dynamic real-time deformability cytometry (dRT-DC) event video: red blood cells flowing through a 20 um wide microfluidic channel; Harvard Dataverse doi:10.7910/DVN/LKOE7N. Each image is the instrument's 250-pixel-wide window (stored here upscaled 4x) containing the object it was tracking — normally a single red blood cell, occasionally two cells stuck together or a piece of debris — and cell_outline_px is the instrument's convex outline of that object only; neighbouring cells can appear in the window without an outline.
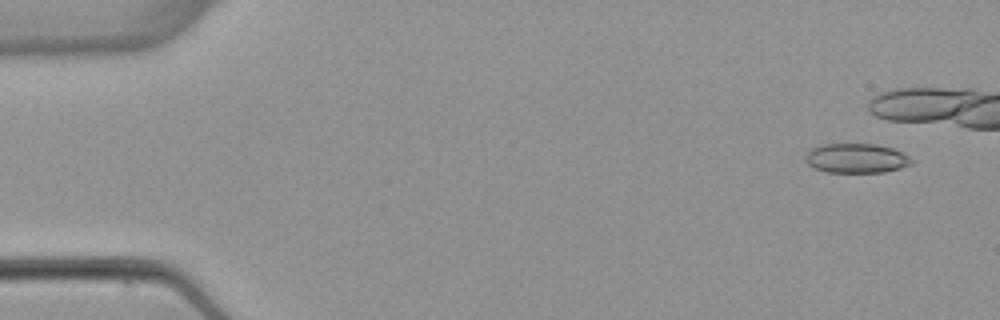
{"species": "common noctule bat (a hibernating species)", "species_latin": "Nyctalus noctula", "temperature_condition": "warm", "stored_images_in_passage": 8, "camera_frame_rate_fps": 3000, "um_per_image_px": 0.085, "animal": {"sex": "female", "body_mass_g": 22.7, "forearm_length_mm": 54.2}, "frame": {"image": 1, "passage_image": 1, "time_ms": 0.0, "image_size_px": [1000, 320], "cell_outline_px": [[912, 164], [900, 168], [884, 172], [828, 172], [812, 168], [804, 160], [804, 156], [812, 148], [820, 144], [876, 144], [892, 148], [908, 156], [912, 160]], "centroid_in_image_um": [72.74, 13.45], "position_along_channel_um": 12.3, "area_um2": 18.26}}
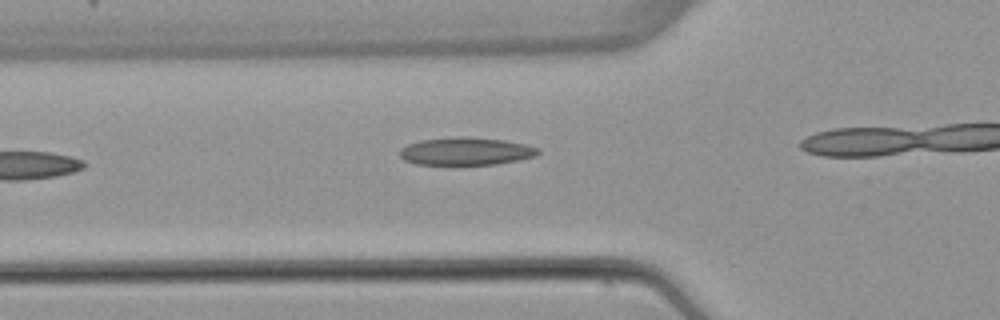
{"frame": {"image": 2, "passage_image": 6, "time_ms": 6.0, "image_size_px": [1000, 320], "cell_outline_px": [[540, 152], [536, 156], [520, 160], [496, 164], [456, 168], [416, 164], [404, 160], [400, 156], [400, 148], [408, 144], [420, 140], [460, 136], [468, 136], [504, 140], [524, 144], [540, 148]], "centroid_in_image_um": [39.58, 12.91], "position_along_channel_um": 86.2, "area_um2": 23.58}}